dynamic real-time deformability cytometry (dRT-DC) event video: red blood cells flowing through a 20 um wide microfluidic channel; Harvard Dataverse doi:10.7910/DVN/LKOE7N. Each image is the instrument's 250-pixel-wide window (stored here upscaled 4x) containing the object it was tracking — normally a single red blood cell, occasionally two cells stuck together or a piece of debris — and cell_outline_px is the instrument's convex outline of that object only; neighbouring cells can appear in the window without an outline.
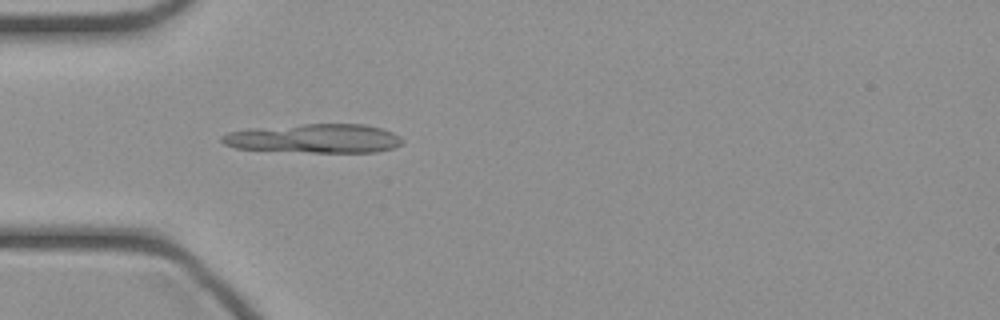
{"species": "common noctule bat (a hibernating species)", "species_latin": "Nyctalus noctula", "temperature_condition": "cold", "stored_images_in_passage": 33, "camera_frame_rate_fps": 3000, "um_per_image_px": 0.085, "animal": {"sex": "female", "body_mass_g": 21.9}, "frame": {"image": 1, "passage_image": 1, "time_ms": 0.0, "image_size_px": [1000, 320], "cell_outline_px": [[404, 144], [392, 148], [376, 152], [312, 152], [236, 148], [224, 144], [220, 140], [220, 136], [228, 132], [248, 128], [304, 124], [364, 124], [380, 128], [392, 132], [400, 136], [404, 140]], "centroid_in_image_um": [26.73, 11.76], "position_along_channel_um": 58.3, "area_um2": 30.58}}